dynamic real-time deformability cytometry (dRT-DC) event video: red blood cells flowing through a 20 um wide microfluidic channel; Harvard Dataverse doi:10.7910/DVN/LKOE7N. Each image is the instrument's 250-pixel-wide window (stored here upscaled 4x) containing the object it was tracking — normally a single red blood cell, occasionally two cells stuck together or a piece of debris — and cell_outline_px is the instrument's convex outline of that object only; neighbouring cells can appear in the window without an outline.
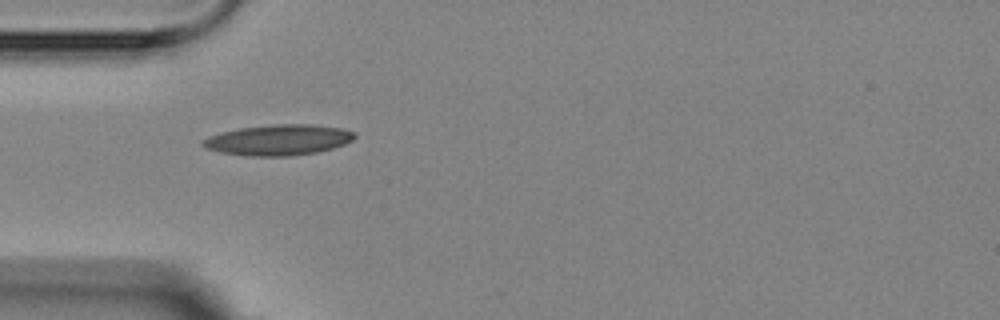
{"species": "Egyptian fruit bat (a non-hibernating species)", "species_latin": "Rousettus aegyptiacus", "temperature_condition": "room temperature", "stored_images_in_passage": 2, "camera_frame_rate_fps": 3000, "um_per_image_px": 0.085, "animal": {"sex": "female"}, "frame": {"image": 1, "passage_image": 1, "time_ms": 0.0, "image_size_px": [1000, 320], "cell_outline_px": [[356, 136], [352, 140], [344, 144], [332, 148], [316, 152], [292, 156], [248, 156], [220, 152], [208, 148], [200, 144], [208, 136], [220, 132], [240, 128], [276, 124], [312, 124], [340, 128], [356, 132]], "centroid_in_image_um": [23.68, 11.89], "position_along_channel_um": 61.3, "area_um2": 27.05}}
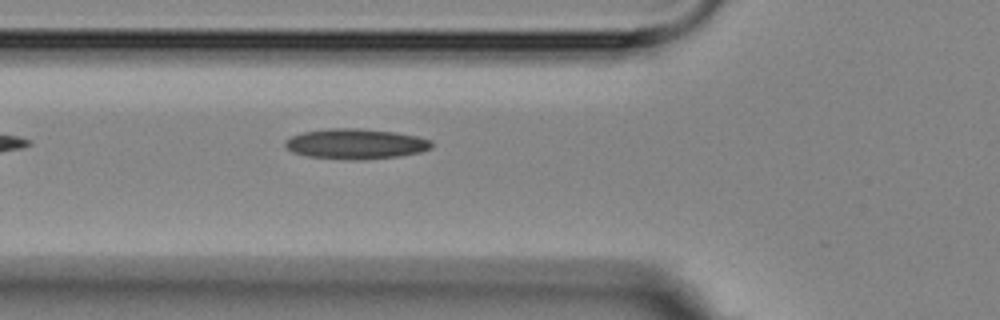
{"frame": {"image": 2, "passage_image": 2, "time_ms": 1.0, "image_size_px": [1000, 320], "cell_outline_px": [[432, 148], [420, 152], [396, 156], [360, 160], [352, 160], [308, 156], [292, 152], [284, 144], [284, 140], [292, 136], [304, 132], [332, 128], [360, 128], [396, 132], [416, 136], [432, 140]], "centroid_in_image_um": [30.24, 12.22], "position_along_channel_um": 95.6, "area_um2": 25.72}}